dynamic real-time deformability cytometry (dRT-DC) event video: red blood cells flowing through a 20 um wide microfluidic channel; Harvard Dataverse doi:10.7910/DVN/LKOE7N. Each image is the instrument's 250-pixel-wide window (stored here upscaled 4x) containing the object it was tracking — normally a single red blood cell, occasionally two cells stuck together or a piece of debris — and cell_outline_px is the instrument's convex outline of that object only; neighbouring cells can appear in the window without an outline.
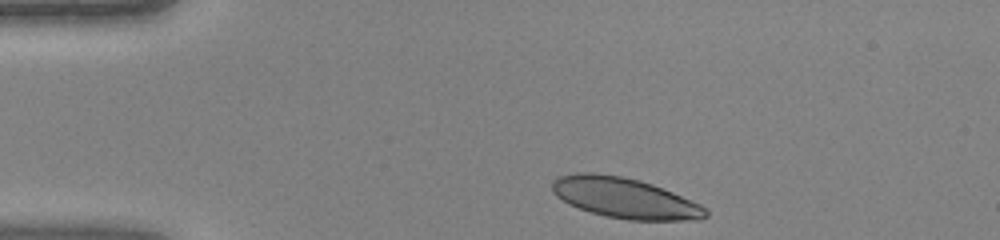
{"species": "human", "species_latin": "Homo sapiens", "temperature_condition": "warm", "stored_images_in_passage": 37, "camera_frame_rate_fps": 3000, "um_per_image_px": 0.085, "donor": {"sex": "female"}, "frame": {"image": 1, "passage_image": 1, "time_ms": 0.0, "image_size_px": [1000, 240], "cell_outline_px": [[708, 216], [700, 220], [628, 220], [608, 216], [592, 212], [568, 204], [556, 196], [552, 192], [552, 180], [560, 176], [576, 172], [592, 172], [620, 176], [640, 180], [652, 184], [672, 192], [700, 204], [708, 212]], "centroid_in_image_um": [53.09, 16.82], "position_along_channel_um": 31.9, "area_um2": 36.07}}
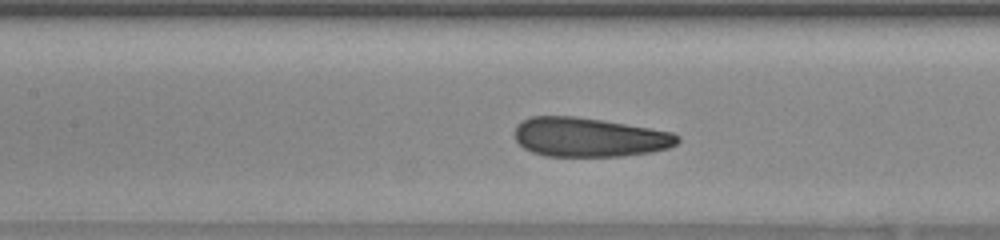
{"frame": {"image": 2, "passage_image": 13, "time_ms": 4.0, "image_size_px": [1000, 240], "cell_outline_px": [[680, 140], [676, 144], [668, 148], [652, 152], [620, 156], [544, 156], [532, 152], [524, 148], [516, 140], [516, 124], [520, 120], [532, 116], [576, 116], [604, 120], [672, 132], [680, 136]], "centroid_in_image_um": [50.07, 11.66], "position_along_channel_um": 157.3, "area_um2": 37.34}}
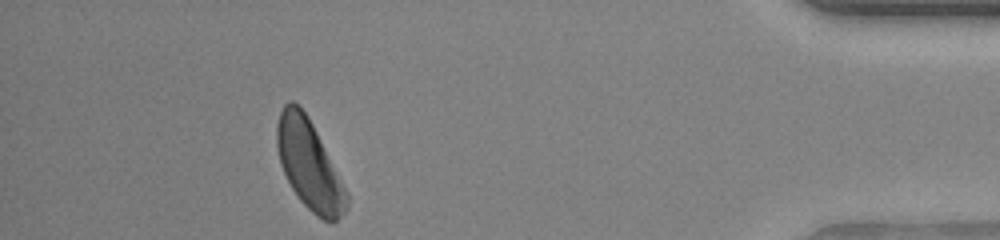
{"frame": {"image": 3, "passage_image": 33, "time_ms": 10.667, "image_size_px": [1000, 240], "cell_outline_px": [[348, 208], [332, 224], [316, 216], [300, 200], [292, 188], [280, 164], [276, 148], [276, 124], [280, 112], [284, 104], [288, 100], [292, 100], [308, 116], [348, 192]], "centroid_in_image_um": [26.27, 14.01], "position_along_channel_um": 408.9, "area_um2": 36.07}}